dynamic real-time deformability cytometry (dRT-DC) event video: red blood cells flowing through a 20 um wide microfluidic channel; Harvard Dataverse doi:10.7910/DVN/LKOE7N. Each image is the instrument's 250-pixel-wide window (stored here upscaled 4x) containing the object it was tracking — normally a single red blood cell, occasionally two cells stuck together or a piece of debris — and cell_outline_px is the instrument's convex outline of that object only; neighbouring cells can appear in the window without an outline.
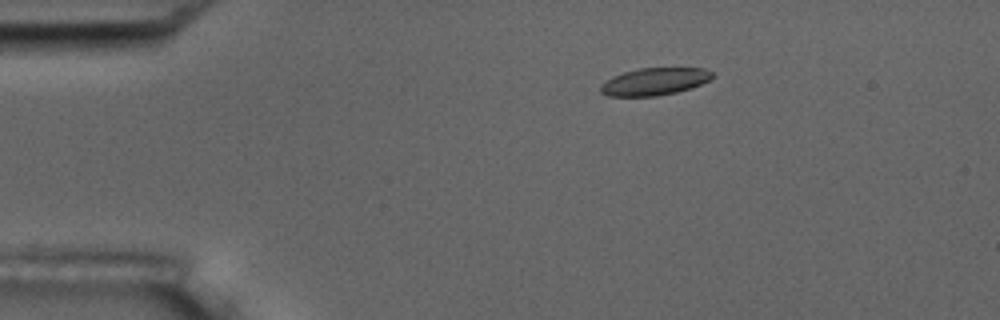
{"species": "common noctule bat (a hibernating species)", "species_latin": "Nyctalus noctula", "temperature_condition": "room temperature", "stored_images_in_passage": 5, "camera_frame_rate_fps": 3000, "um_per_image_px": 0.085, "animal": {"sex": "male", "body_mass_g": 17.5, "forearm_length_mm": 52.3}, "frame": {"image": 1, "passage_image": 3, "time_ms": 2.333, "image_size_px": [1000, 320], "cell_outline_px": [[716, 76], [692, 88], [676, 92], [656, 96], [608, 96], [600, 92], [600, 84], [612, 76], [636, 68], [704, 68], [712, 72]], "centroid_in_image_um": [55.62, 6.93], "position_along_channel_um": 29.4, "area_um2": 17.92}}